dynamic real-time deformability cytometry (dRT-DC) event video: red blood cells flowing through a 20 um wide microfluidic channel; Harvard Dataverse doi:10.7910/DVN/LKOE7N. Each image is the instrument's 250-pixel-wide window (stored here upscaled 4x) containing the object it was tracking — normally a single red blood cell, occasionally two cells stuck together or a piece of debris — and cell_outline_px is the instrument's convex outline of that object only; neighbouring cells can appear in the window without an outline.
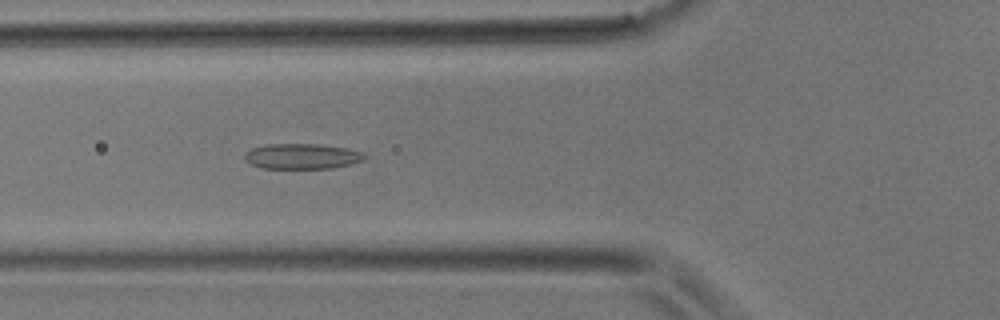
{"species": "common noctule bat (a hibernating species)", "species_latin": "Nyctalus noctula", "temperature_condition": "room temperature", "stored_images_in_passage": 28, "camera_frame_rate_fps": 3000, "um_per_image_px": 0.085, "animal": {"sex": "male", "body_mass_g": 17.9}, "frame": {"image": 1, "passage_image": 7, "time_ms": 2.0, "image_size_px": [1000, 320], "cell_outline_px": [[368, 156], [364, 160], [332, 168], [260, 168], [244, 160], [244, 156], [252, 148], [268, 144], [320, 144], [344, 148], [364, 152]], "centroid_in_image_um": [25.69, 13.28], "position_along_channel_um": 100.1, "area_um2": 17.63}}
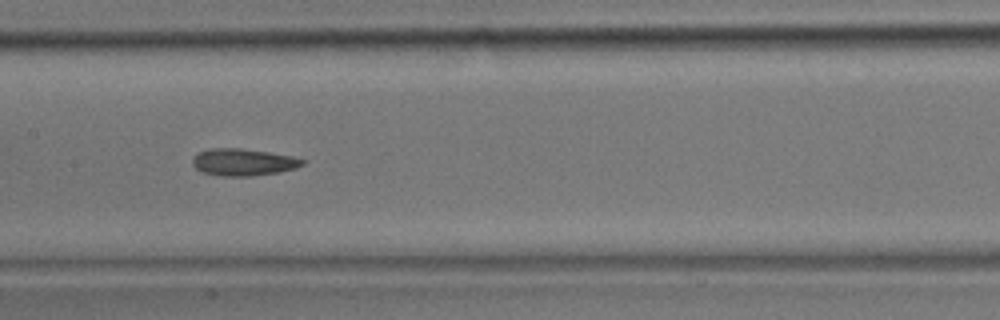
{"frame": {"image": 2, "passage_image": 12, "time_ms": 3.667, "image_size_px": [1000, 320], "cell_outline_px": [[308, 160], [304, 164], [296, 168], [280, 172], [252, 176], [220, 176], [204, 172], [196, 168], [192, 164], [192, 160], [200, 152], [212, 148], [240, 148], [268, 152], [292, 156]], "centroid_in_image_um": [20.73, 13.79], "position_along_channel_um": 186.7, "area_um2": 17.28}}
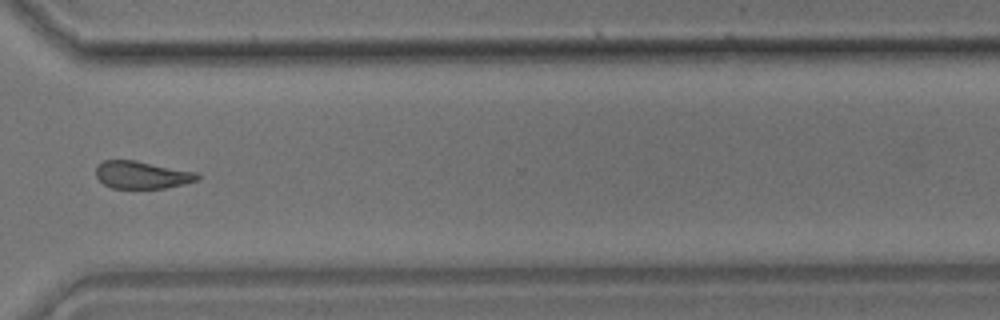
{"frame": {"image": 3, "passage_image": 22, "time_ms": 7.0, "image_size_px": [1000, 320], "cell_outline_px": [[200, 176], [196, 180], [184, 184], [164, 188], [112, 188], [104, 184], [96, 176], [96, 168], [104, 160], [136, 160], [196, 172]], "centroid_in_image_um": [12.06, 14.86], "position_along_channel_um": 358.5, "area_um2": 16.13}}